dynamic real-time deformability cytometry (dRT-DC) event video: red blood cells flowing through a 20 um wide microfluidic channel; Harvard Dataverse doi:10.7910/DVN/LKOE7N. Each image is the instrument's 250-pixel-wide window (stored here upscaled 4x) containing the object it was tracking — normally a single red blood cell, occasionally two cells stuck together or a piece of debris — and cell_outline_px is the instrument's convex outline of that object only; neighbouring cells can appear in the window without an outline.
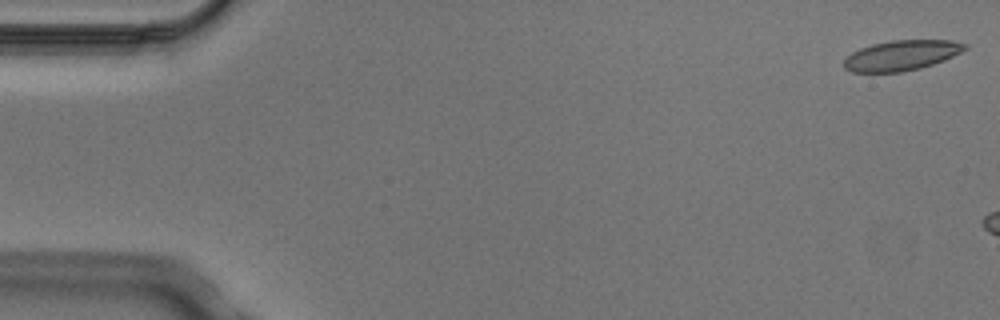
{"species": "Egyptian fruit bat (a non-hibernating species)", "species_latin": "Rousettus aegyptiacus", "temperature_condition": "cold", "stored_images_in_passage": 3, "camera_frame_rate_fps": 3000, "um_per_image_px": 0.085, "animal": {"sex": "male"}, "frame": {"image": 1, "passage_image": 1, "time_ms": 0.0, "image_size_px": [1000, 320], "cell_outline_px": [[968, 48], [944, 60], [920, 68], [900, 72], [852, 72], [844, 68], [844, 60], [852, 52], [860, 48], [872, 44], [892, 40], [952, 40], [968, 44]], "centroid_in_image_um": [76.63, 4.7], "position_along_channel_um": 8.4, "area_um2": 21.21}}